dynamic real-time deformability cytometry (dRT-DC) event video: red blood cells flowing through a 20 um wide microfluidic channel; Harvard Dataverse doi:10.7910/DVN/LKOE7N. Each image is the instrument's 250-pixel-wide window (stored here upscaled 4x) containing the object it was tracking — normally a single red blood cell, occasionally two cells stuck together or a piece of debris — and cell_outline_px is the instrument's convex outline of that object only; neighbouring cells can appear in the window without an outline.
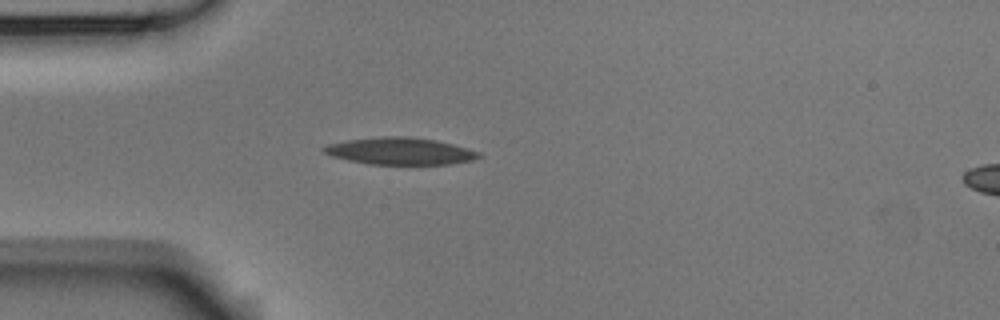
{"species": "Egyptian fruit bat (a non-hibernating species)", "species_latin": "Rousettus aegyptiacus", "temperature_condition": "room temperature", "stored_images_in_passage": 3, "camera_frame_rate_fps": 3000, "um_per_image_px": 0.085, "animal": {"sex": "male"}, "frame": {"image": 1, "passage_image": 3, "time_ms": 0.667, "image_size_px": [1000, 320], "cell_outline_px": [[480, 156], [472, 160], [452, 164], [368, 164], [348, 160], [332, 156], [324, 152], [320, 148], [328, 144], [348, 140], [380, 136], [408, 136], [436, 140], [468, 148], [480, 152]], "centroid_in_image_um": [34.0, 12.84], "position_along_channel_um": 51.0, "area_um2": 24.39}}